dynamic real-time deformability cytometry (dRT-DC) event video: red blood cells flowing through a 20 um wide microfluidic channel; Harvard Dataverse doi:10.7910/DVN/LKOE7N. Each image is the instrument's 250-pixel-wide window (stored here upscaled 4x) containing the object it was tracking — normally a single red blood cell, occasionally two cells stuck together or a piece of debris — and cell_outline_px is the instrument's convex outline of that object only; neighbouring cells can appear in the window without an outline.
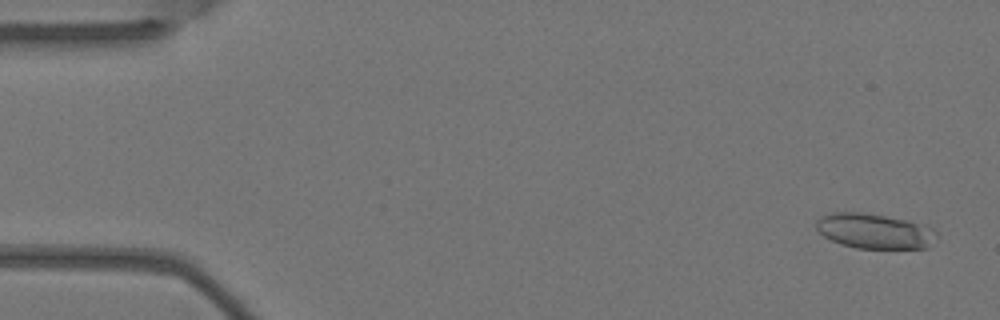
{"species": "Egyptian fruit bat (a non-hibernating species)", "species_latin": "Rousettus aegyptiacus", "temperature_condition": "warm", "stored_images_in_passage": 4, "camera_frame_rate_fps": 3000, "um_per_image_px": 0.085, "animal": {"sex": "female"}, "frame": {"image": 1, "passage_image": 1, "time_ms": 0.0, "image_size_px": [1000, 320], "cell_outline_px": [[936, 236], [928, 248], [856, 248], [840, 244], [824, 236], [816, 228], [816, 220], [832, 212], [860, 212], [908, 220], [928, 224], [936, 232]], "centroid_in_image_um": [74.36, 19.64], "position_along_channel_um": 10.6, "area_um2": 24.57}}
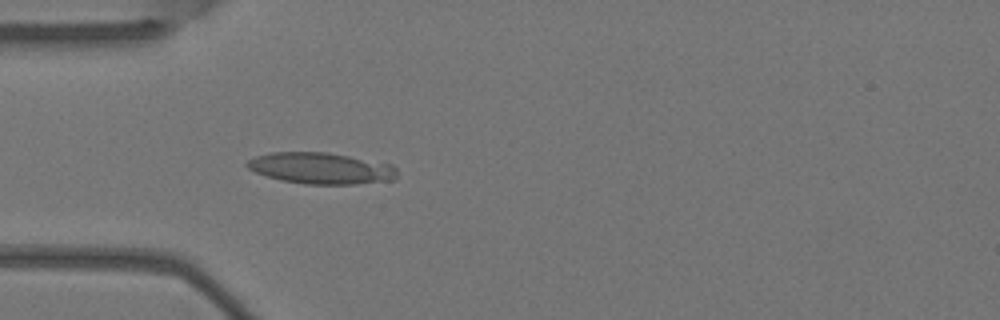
{"frame": {"image": 2, "passage_image": 4, "time_ms": 1.0, "image_size_px": [1000, 320], "cell_outline_px": [[396, 180], [356, 184], [304, 184], [280, 180], [256, 172], [248, 168], [244, 164], [248, 160], [256, 156], [272, 152], [328, 152], [392, 164], [396, 168]], "centroid_in_image_um": [27.3, 14.3], "position_along_channel_um": 57.7, "area_um2": 27.46}}